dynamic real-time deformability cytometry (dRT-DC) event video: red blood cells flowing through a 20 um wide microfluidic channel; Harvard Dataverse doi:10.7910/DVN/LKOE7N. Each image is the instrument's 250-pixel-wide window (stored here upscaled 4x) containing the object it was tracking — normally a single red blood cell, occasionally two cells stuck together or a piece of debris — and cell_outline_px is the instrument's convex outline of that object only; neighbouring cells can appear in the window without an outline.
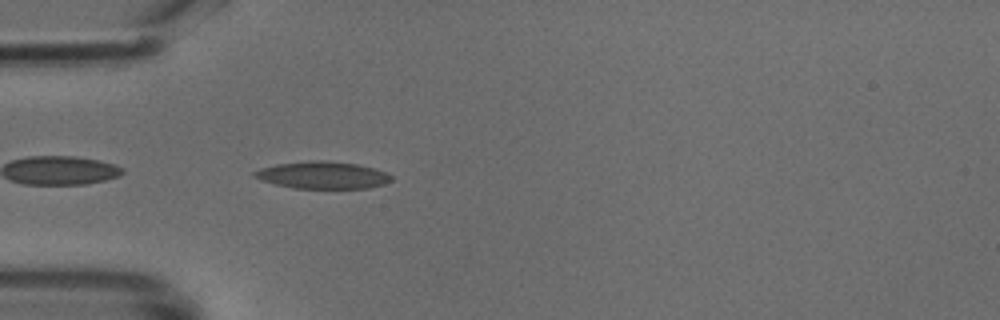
{"species": "common noctule bat (a hibernating species)", "species_latin": "Nyctalus noctula", "temperature_condition": "cold", "stored_images_in_passage": 37, "camera_frame_rate_fps": 3000, "um_per_image_px": 0.085, "animal": {"sex": "male", "body_mass_g": 18.8}, "frame": {"image": 1, "passage_image": 3, "time_ms": 0.667, "image_size_px": [1000, 320], "cell_outline_px": [[392, 180], [384, 184], [368, 188], [292, 188], [276, 184], [252, 176], [252, 172], [260, 168], [276, 164], [312, 160], [324, 160], [356, 164], [372, 168], [384, 172], [392, 176]], "centroid_in_image_um": [27.4, 14.88], "position_along_channel_um": 57.6, "area_um2": 21.5}}
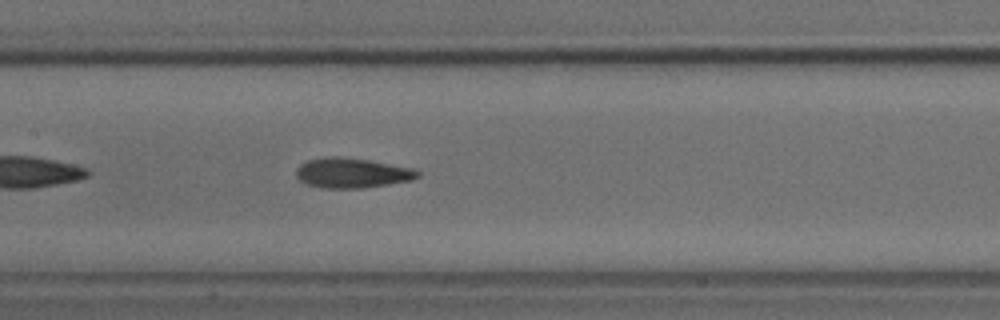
{"frame": {"image": 2, "passage_image": 12, "time_ms": 3.667, "image_size_px": [1000, 320], "cell_outline_px": [[420, 176], [412, 180], [364, 188], [320, 188], [304, 184], [296, 176], [296, 168], [300, 164], [308, 160], [324, 156], [340, 156], [368, 160], [412, 168], [420, 172]], "centroid_in_image_um": [29.88, 14.7], "position_along_channel_um": 177.5, "area_um2": 21.39}}
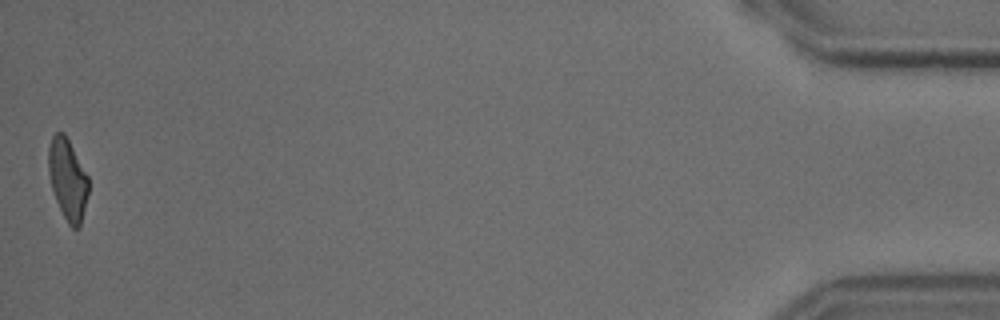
{"frame": {"image": 3, "passage_image": 37, "time_ms": 12.0, "image_size_px": [1000, 320], "cell_outline_px": [[88, 192], [80, 228], [72, 228], [68, 224], [56, 200], [52, 188], [48, 168], [48, 148], [52, 136], [56, 132], [64, 132], [88, 176]], "centroid_in_image_um": [5.75, 15.23], "position_along_channel_um": 429.5, "area_um2": 18.67}}